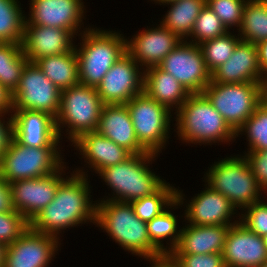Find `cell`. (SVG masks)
I'll return each instance as SVG.
<instances>
[{
    "mask_svg": "<svg viewBox=\"0 0 267 267\" xmlns=\"http://www.w3.org/2000/svg\"><path fill=\"white\" fill-rule=\"evenodd\" d=\"M176 121L172 128L181 143L188 145L228 144L236 140V132L212 106L203 93L190 94L185 103L174 112ZM177 130V131H176Z\"/></svg>",
    "mask_w": 267,
    "mask_h": 267,
    "instance_id": "obj_3",
    "label": "cell"
},
{
    "mask_svg": "<svg viewBox=\"0 0 267 267\" xmlns=\"http://www.w3.org/2000/svg\"><path fill=\"white\" fill-rule=\"evenodd\" d=\"M35 64L60 90L79 84L78 58L75 50L43 57Z\"/></svg>",
    "mask_w": 267,
    "mask_h": 267,
    "instance_id": "obj_29",
    "label": "cell"
},
{
    "mask_svg": "<svg viewBox=\"0 0 267 267\" xmlns=\"http://www.w3.org/2000/svg\"><path fill=\"white\" fill-rule=\"evenodd\" d=\"M103 105L94 87L79 83L61 90L60 110L55 119L59 138L64 136V127L71 143L81 134L96 131Z\"/></svg>",
    "mask_w": 267,
    "mask_h": 267,
    "instance_id": "obj_7",
    "label": "cell"
},
{
    "mask_svg": "<svg viewBox=\"0 0 267 267\" xmlns=\"http://www.w3.org/2000/svg\"><path fill=\"white\" fill-rule=\"evenodd\" d=\"M158 156L152 152L133 154L122 163L102 169L98 178L111 188L109 190L112 196L108 194L109 196L100 200L131 203L156 193L167 182L151 170L150 164L155 162Z\"/></svg>",
    "mask_w": 267,
    "mask_h": 267,
    "instance_id": "obj_4",
    "label": "cell"
},
{
    "mask_svg": "<svg viewBox=\"0 0 267 267\" xmlns=\"http://www.w3.org/2000/svg\"><path fill=\"white\" fill-rule=\"evenodd\" d=\"M144 70L126 52L107 71L97 86V93L104 105L128 103L143 92Z\"/></svg>",
    "mask_w": 267,
    "mask_h": 267,
    "instance_id": "obj_14",
    "label": "cell"
},
{
    "mask_svg": "<svg viewBox=\"0 0 267 267\" xmlns=\"http://www.w3.org/2000/svg\"><path fill=\"white\" fill-rule=\"evenodd\" d=\"M83 168H74L60 183L54 199L30 221L32 229L62 241L60 234L67 228L95 225L97 201L91 198L89 171Z\"/></svg>",
    "mask_w": 267,
    "mask_h": 267,
    "instance_id": "obj_1",
    "label": "cell"
},
{
    "mask_svg": "<svg viewBox=\"0 0 267 267\" xmlns=\"http://www.w3.org/2000/svg\"><path fill=\"white\" fill-rule=\"evenodd\" d=\"M261 105L267 109V83L262 84Z\"/></svg>",
    "mask_w": 267,
    "mask_h": 267,
    "instance_id": "obj_47",
    "label": "cell"
},
{
    "mask_svg": "<svg viewBox=\"0 0 267 267\" xmlns=\"http://www.w3.org/2000/svg\"><path fill=\"white\" fill-rule=\"evenodd\" d=\"M5 246L0 243V267H3Z\"/></svg>",
    "mask_w": 267,
    "mask_h": 267,
    "instance_id": "obj_49",
    "label": "cell"
},
{
    "mask_svg": "<svg viewBox=\"0 0 267 267\" xmlns=\"http://www.w3.org/2000/svg\"><path fill=\"white\" fill-rule=\"evenodd\" d=\"M28 2H30V12L26 15L25 25L61 28L69 30L76 37L89 29L87 26L84 28L86 6L83 0H30ZM82 27L83 30H81Z\"/></svg>",
    "mask_w": 267,
    "mask_h": 267,
    "instance_id": "obj_16",
    "label": "cell"
},
{
    "mask_svg": "<svg viewBox=\"0 0 267 267\" xmlns=\"http://www.w3.org/2000/svg\"><path fill=\"white\" fill-rule=\"evenodd\" d=\"M61 241L29 228L12 244L5 246L3 267H49L58 254Z\"/></svg>",
    "mask_w": 267,
    "mask_h": 267,
    "instance_id": "obj_17",
    "label": "cell"
},
{
    "mask_svg": "<svg viewBox=\"0 0 267 267\" xmlns=\"http://www.w3.org/2000/svg\"><path fill=\"white\" fill-rule=\"evenodd\" d=\"M227 32L229 31L221 22V19L205 4L196 18L191 36L187 40L199 45L206 40L223 36Z\"/></svg>",
    "mask_w": 267,
    "mask_h": 267,
    "instance_id": "obj_36",
    "label": "cell"
},
{
    "mask_svg": "<svg viewBox=\"0 0 267 267\" xmlns=\"http://www.w3.org/2000/svg\"><path fill=\"white\" fill-rule=\"evenodd\" d=\"M205 4L206 0H178L167 4L169 10L162 20H159L160 24L181 40H187L191 36L196 18Z\"/></svg>",
    "mask_w": 267,
    "mask_h": 267,
    "instance_id": "obj_28",
    "label": "cell"
},
{
    "mask_svg": "<svg viewBox=\"0 0 267 267\" xmlns=\"http://www.w3.org/2000/svg\"><path fill=\"white\" fill-rule=\"evenodd\" d=\"M258 267H267V260L265 262H263L260 266Z\"/></svg>",
    "mask_w": 267,
    "mask_h": 267,
    "instance_id": "obj_51",
    "label": "cell"
},
{
    "mask_svg": "<svg viewBox=\"0 0 267 267\" xmlns=\"http://www.w3.org/2000/svg\"><path fill=\"white\" fill-rule=\"evenodd\" d=\"M246 2L247 0H206V4L221 19L228 31L232 28L233 31L239 29ZM235 27L237 28L234 29Z\"/></svg>",
    "mask_w": 267,
    "mask_h": 267,
    "instance_id": "obj_37",
    "label": "cell"
},
{
    "mask_svg": "<svg viewBox=\"0 0 267 267\" xmlns=\"http://www.w3.org/2000/svg\"><path fill=\"white\" fill-rule=\"evenodd\" d=\"M143 91L172 113L177 112L190 95L174 76L159 66L144 71Z\"/></svg>",
    "mask_w": 267,
    "mask_h": 267,
    "instance_id": "obj_26",
    "label": "cell"
},
{
    "mask_svg": "<svg viewBox=\"0 0 267 267\" xmlns=\"http://www.w3.org/2000/svg\"><path fill=\"white\" fill-rule=\"evenodd\" d=\"M61 90L35 63L28 62L22 70L17 89L12 94L13 110H36L55 119L60 110Z\"/></svg>",
    "mask_w": 267,
    "mask_h": 267,
    "instance_id": "obj_11",
    "label": "cell"
},
{
    "mask_svg": "<svg viewBox=\"0 0 267 267\" xmlns=\"http://www.w3.org/2000/svg\"><path fill=\"white\" fill-rule=\"evenodd\" d=\"M6 116L7 114L0 113V157L8 150L14 138V124L12 115H8V117Z\"/></svg>",
    "mask_w": 267,
    "mask_h": 267,
    "instance_id": "obj_42",
    "label": "cell"
},
{
    "mask_svg": "<svg viewBox=\"0 0 267 267\" xmlns=\"http://www.w3.org/2000/svg\"><path fill=\"white\" fill-rule=\"evenodd\" d=\"M236 32L242 41L254 44L267 39V0H247Z\"/></svg>",
    "mask_w": 267,
    "mask_h": 267,
    "instance_id": "obj_30",
    "label": "cell"
},
{
    "mask_svg": "<svg viewBox=\"0 0 267 267\" xmlns=\"http://www.w3.org/2000/svg\"><path fill=\"white\" fill-rule=\"evenodd\" d=\"M211 81L218 83L267 82L260 70L257 45L241 40L231 57L211 74Z\"/></svg>",
    "mask_w": 267,
    "mask_h": 267,
    "instance_id": "obj_23",
    "label": "cell"
},
{
    "mask_svg": "<svg viewBox=\"0 0 267 267\" xmlns=\"http://www.w3.org/2000/svg\"><path fill=\"white\" fill-rule=\"evenodd\" d=\"M243 134L247 137V151L267 149V109L261 104L236 131V138Z\"/></svg>",
    "mask_w": 267,
    "mask_h": 267,
    "instance_id": "obj_35",
    "label": "cell"
},
{
    "mask_svg": "<svg viewBox=\"0 0 267 267\" xmlns=\"http://www.w3.org/2000/svg\"><path fill=\"white\" fill-rule=\"evenodd\" d=\"M28 62L21 43L0 42V84L12 94L17 89L22 70Z\"/></svg>",
    "mask_w": 267,
    "mask_h": 267,
    "instance_id": "obj_31",
    "label": "cell"
},
{
    "mask_svg": "<svg viewBox=\"0 0 267 267\" xmlns=\"http://www.w3.org/2000/svg\"><path fill=\"white\" fill-rule=\"evenodd\" d=\"M67 170L66 165L63 164L48 176L9 183L13 209L30 222L54 199L60 183L67 176Z\"/></svg>",
    "mask_w": 267,
    "mask_h": 267,
    "instance_id": "obj_15",
    "label": "cell"
},
{
    "mask_svg": "<svg viewBox=\"0 0 267 267\" xmlns=\"http://www.w3.org/2000/svg\"><path fill=\"white\" fill-rule=\"evenodd\" d=\"M87 26L90 28L79 35L80 45L74 48L78 58L79 83L97 88L107 71L126 53L127 38L118 30Z\"/></svg>",
    "mask_w": 267,
    "mask_h": 267,
    "instance_id": "obj_5",
    "label": "cell"
},
{
    "mask_svg": "<svg viewBox=\"0 0 267 267\" xmlns=\"http://www.w3.org/2000/svg\"><path fill=\"white\" fill-rule=\"evenodd\" d=\"M95 226L133 256L144 260L164 257L151 243L147 223L137 217L131 203L98 199Z\"/></svg>",
    "mask_w": 267,
    "mask_h": 267,
    "instance_id": "obj_2",
    "label": "cell"
},
{
    "mask_svg": "<svg viewBox=\"0 0 267 267\" xmlns=\"http://www.w3.org/2000/svg\"><path fill=\"white\" fill-rule=\"evenodd\" d=\"M257 45L260 70L267 81V39L260 41Z\"/></svg>",
    "mask_w": 267,
    "mask_h": 267,
    "instance_id": "obj_45",
    "label": "cell"
},
{
    "mask_svg": "<svg viewBox=\"0 0 267 267\" xmlns=\"http://www.w3.org/2000/svg\"><path fill=\"white\" fill-rule=\"evenodd\" d=\"M12 197L11 189L8 183H6L0 176V213L12 211Z\"/></svg>",
    "mask_w": 267,
    "mask_h": 267,
    "instance_id": "obj_43",
    "label": "cell"
},
{
    "mask_svg": "<svg viewBox=\"0 0 267 267\" xmlns=\"http://www.w3.org/2000/svg\"><path fill=\"white\" fill-rule=\"evenodd\" d=\"M128 108L138 142L154 154L162 153L169 144L170 125L173 120L167 107L159 104L144 91L135 95L128 103ZM173 114V115H172Z\"/></svg>",
    "mask_w": 267,
    "mask_h": 267,
    "instance_id": "obj_9",
    "label": "cell"
},
{
    "mask_svg": "<svg viewBox=\"0 0 267 267\" xmlns=\"http://www.w3.org/2000/svg\"><path fill=\"white\" fill-rule=\"evenodd\" d=\"M159 67L174 76L190 94L202 93L211 82V73L199 45L187 40H182Z\"/></svg>",
    "mask_w": 267,
    "mask_h": 267,
    "instance_id": "obj_13",
    "label": "cell"
},
{
    "mask_svg": "<svg viewBox=\"0 0 267 267\" xmlns=\"http://www.w3.org/2000/svg\"><path fill=\"white\" fill-rule=\"evenodd\" d=\"M72 145L81 155V160L84 158L85 168H90L95 174L104 168L122 163L133 155L97 131L81 134Z\"/></svg>",
    "mask_w": 267,
    "mask_h": 267,
    "instance_id": "obj_22",
    "label": "cell"
},
{
    "mask_svg": "<svg viewBox=\"0 0 267 267\" xmlns=\"http://www.w3.org/2000/svg\"><path fill=\"white\" fill-rule=\"evenodd\" d=\"M13 100L12 93L0 84V113L12 115Z\"/></svg>",
    "mask_w": 267,
    "mask_h": 267,
    "instance_id": "obj_44",
    "label": "cell"
},
{
    "mask_svg": "<svg viewBox=\"0 0 267 267\" xmlns=\"http://www.w3.org/2000/svg\"><path fill=\"white\" fill-rule=\"evenodd\" d=\"M61 147H28L13 138L8 150L0 157V176L6 183L44 177L64 163Z\"/></svg>",
    "mask_w": 267,
    "mask_h": 267,
    "instance_id": "obj_8",
    "label": "cell"
},
{
    "mask_svg": "<svg viewBox=\"0 0 267 267\" xmlns=\"http://www.w3.org/2000/svg\"><path fill=\"white\" fill-rule=\"evenodd\" d=\"M19 0H0V42L21 43L26 21Z\"/></svg>",
    "mask_w": 267,
    "mask_h": 267,
    "instance_id": "obj_32",
    "label": "cell"
},
{
    "mask_svg": "<svg viewBox=\"0 0 267 267\" xmlns=\"http://www.w3.org/2000/svg\"><path fill=\"white\" fill-rule=\"evenodd\" d=\"M254 202L240 211V223L260 237L267 234V201ZM265 200V201H264Z\"/></svg>",
    "mask_w": 267,
    "mask_h": 267,
    "instance_id": "obj_39",
    "label": "cell"
},
{
    "mask_svg": "<svg viewBox=\"0 0 267 267\" xmlns=\"http://www.w3.org/2000/svg\"><path fill=\"white\" fill-rule=\"evenodd\" d=\"M146 261L150 262L151 265L149 267H178L169 256H164L159 259H151Z\"/></svg>",
    "mask_w": 267,
    "mask_h": 267,
    "instance_id": "obj_46",
    "label": "cell"
},
{
    "mask_svg": "<svg viewBox=\"0 0 267 267\" xmlns=\"http://www.w3.org/2000/svg\"><path fill=\"white\" fill-rule=\"evenodd\" d=\"M177 199V188L169 182L156 193L131 202L135 214L142 221L148 222L160 215Z\"/></svg>",
    "mask_w": 267,
    "mask_h": 267,
    "instance_id": "obj_33",
    "label": "cell"
},
{
    "mask_svg": "<svg viewBox=\"0 0 267 267\" xmlns=\"http://www.w3.org/2000/svg\"><path fill=\"white\" fill-rule=\"evenodd\" d=\"M76 36L69 30L52 26L25 25L21 42L29 62L74 50Z\"/></svg>",
    "mask_w": 267,
    "mask_h": 267,
    "instance_id": "obj_20",
    "label": "cell"
},
{
    "mask_svg": "<svg viewBox=\"0 0 267 267\" xmlns=\"http://www.w3.org/2000/svg\"><path fill=\"white\" fill-rule=\"evenodd\" d=\"M252 169L253 175L256 177L259 186L267 193V149L261 151H244Z\"/></svg>",
    "mask_w": 267,
    "mask_h": 267,
    "instance_id": "obj_41",
    "label": "cell"
},
{
    "mask_svg": "<svg viewBox=\"0 0 267 267\" xmlns=\"http://www.w3.org/2000/svg\"><path fill=\"white\" fill-rule=\"evenodd\" d=\"M190 225L182 226L179 243L171 254H212L222 253L230 226Z\"/></svg>",
    "mask_w": 267,
    "mask_h": 267,
    "instance_id": "obj_25",
    "label": "cell"
},
{
    "mask_svg": "<svg viewBox=\"0 0 267 267\" xmlns=\"http://www.w3.org/2000/svg\"><path fill=\"white\" fill-rule=\"evenodd\" d=\"M151 2L153 1L156 5L158 4V5H163V6H165V5H167V4H170V3H172V2H176V1H178V0H150Z\"/></svg>",
    "mask_w": 267,
    "mask_h": 267,
    "instance_id": "obj_48",
    "label": "cell"
},
{
    "mask_svg": "<svg viewBox=\"0 0 267 267\" xmlns=\"http://www.w3.org/2000/svg\"><path fill=\"white\" fill-rule=\"evenodd\" d=\"M96 131L132 154L148 152L138 142L126 104L103 105Z\"/></svg>",
    "mask_w": 267,
    "mask_h": 267,
    "instance_id": "obj_24",
    "label": "cell"
},
{
    "mask_svg": "<svg viewBox=\"0 0 267 267\" xmlns=\"http://www.w3.org/2000/svg\"><path fill=\"white\" fill-rule=\"evenodd\" d=\"M14 138L28 147H60L55 118L36 110H13Z\"/></svg>",
    "mask_w": 267,
    "mask_h": 267,
    "instance_id": "obj_21",
    "label": "cell"
},
{
    "mask_svg": "<svg viewBox=\"0 0 267 267\" xmlns=\"http://www.w3.org/2000/svg\"><path fill=\"white\" fill-rule=\"evenodd\" d=\"M202 179L211 189L226 196L240 211L262 200L263 194L267 195L259 186L246 157L241 154L215 161Z\"/></svg>",
    "mask_w": 267,
    "mask_h": 267,
    "instance_id": "obj_6",
    "label": "cell"
},
{
    "mask_svg": "<svg viewBox=\"0 0 267 267\" xmlns=\"http://www.w3.org/2000/svg\"><path fill=\"white\" fill-rule=\"evenodd\" d=\"M29 226L30 222L15 210L0 213V243L12 244Z\"/></svg>",
    "mask_w": 267,
    "mask_h": 267,
    "instance_id": "obj_38",
    "label": "cell"
},
{
    "mask_svg": "<svg viewBox=\"0 0 267 267\" xmlns=\"http://www.w3.org/2000/svg\"><path fill=\"white\" fill-rule=\"evenodd\" d=\"M226 267H258L267 260L263 238L237 222L230 226L222 252Z\"/></svg>",
    "mask_w": 267,
    "mask_h": 267,
    "instance_id": "obj_19",
    "label": "cell"
},
{
    "mask_svg": "<svg viewBox=\"0 0 267 267\" xmlns=\"http://www.w3.org/2000/svg\"><path fill=\"white\" fill-rule=\"evenodd\" d=\"M262 238H263V242L265 244V247L267 248V234L264 235Z\"/></svg>",
    "mask_w": 267,
    "mask_h": 267,
    "instance_id": "obj_50",
    "label": "cell"
},
{
    "mask_svg": "<svg viewBox=\"0 0 267 267\" xmlns=\"http://www.w3.org/2000/svg\"><path fill=\"white\" fill-rule=\"evenodd\" d=\"M182 40L160 23L156 27L139 30L131 39H126V52L145 71L159 66L163 59L174 50Z\"/></svg>",
    "mask_w": 267,
    "mask_h": 267,
    "instance_id": "obj_18",
    "label": "cell"
},
{
    "mask_svg": "<svg viewBox=\"0 0 267 267\" xmlns=\"http://www.w3.org/2000/svg\"><path fill=\"white\" fill-rule=\"evenodd\" d=\"M204 187L200 193L198 192L187 201L184 198L183 190H180L178 186L177 199L184 206V215L181 217L185 218L186 223L190 225H225L240 222V218H237L240 217L238 209L226 196L206 184Z\"/></svg>",
    "mask_w": 267,
    "mask_h": 267,
    "instance_id": "obj_12",
    "label": "cell"
},
{
    "mask_svg": "<svg viewBox=\"0 0 267 267\" xmlns=\"http://www.w3.org/2000/svg\"><path fill=\"white\" fill-rule=\"evenodd\" d=\"M240 41L238 34L236 36L233 31H229L223 36L199 44L206 67L211 74L231 57Z\"/></svg>",
    "mask_w": 267,
    "mask_h": 267,
    "instance_id": "obj_34",
    "label": "cell"
},
{
    "mask_svg": "<svg viewBox=\"0 0 267 267\" xmlns=\"http://www.w3.org/2000/svg\"><path fill=\"white\" fill-rule=\"evenodd\" d=\"M178 267H226L222 253L170 254Z\"/></svg>",
    "mask_w": 267,
    "mask_h": 267,
    "instance_id": "obj_40",
    "label": "cell"
},
{
    "mask_svg": "<svg viewBox=\"0 0 267 267\" xmlns=\"http://www.w3.org/2000/svg\"><path fill=\"white\" fill-rule=\"evenodd\" d=\"M266 82H210L203 94L236 132L261 104L262 84Z\"/></svg>",
    "mask_w": 267,
    "mask_h": 267,
    "instance_id": "obj_10",
    "label": "cell"
},
{
    "mask_svg": "<svg viewBox=\"0 0 267 267\" xmlns=\"http://www.w3.org/2000/svg\"><path fill=\"white\" fill-rule=\"evenodd\" d=\"M183 207L176 199L166 210L152 220L146 222L151 243L164 255L169 256L179 243L182 228L179 227L178 215L172 210ZM171 209V210H169ZM179 220V221H178ZM166 239V240H164ZM166 242V246L163 242Z\"/></svg>",
    "mask_w": 267,
    "mask_h": 267,
    "instance_id": "obj_27",
    "label": "cell"
}]
</instances>
